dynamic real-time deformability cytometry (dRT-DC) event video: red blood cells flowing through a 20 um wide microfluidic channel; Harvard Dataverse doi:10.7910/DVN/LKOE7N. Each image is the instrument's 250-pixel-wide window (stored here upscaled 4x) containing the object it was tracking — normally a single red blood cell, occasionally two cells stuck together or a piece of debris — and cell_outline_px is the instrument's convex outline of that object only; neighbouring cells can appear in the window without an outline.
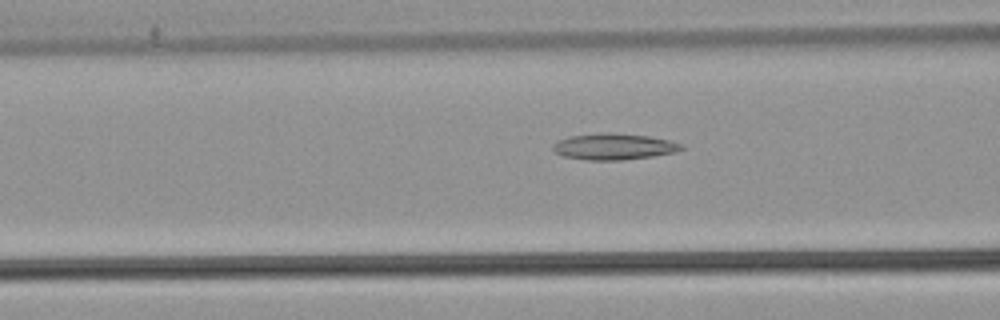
{"species": "common noctule bat (a hibernating species)", "species_latin": "Nyctalus noctula", "temperature_condition": "warm", "stored_images_in_passage": 39, "camera_frame_rate_fps": 3000, "um_per_image_px": 0.085, "animal": {"sex": "male", "body_mass_g": 21.5, "forearm_length_mm": 52.0}, "frame": {"image": 1, "passage_image": 18, "time_ms": 5.667, "image_size_px": [1000, 320], "cell_outline_px": [[684, 148], [676, 152], [652, 156], [624, 160], [588, 160], [564, 156], [556, 152], [552, 148], [552, 144], [568, 136], [600, 132], [612, 132], [648, 136], [668, 140], [684, 144]], "centroid_in_image_um": [52.19, 12.45], "position_along_channel_um": 114.4, "area_um2": 19.77}}
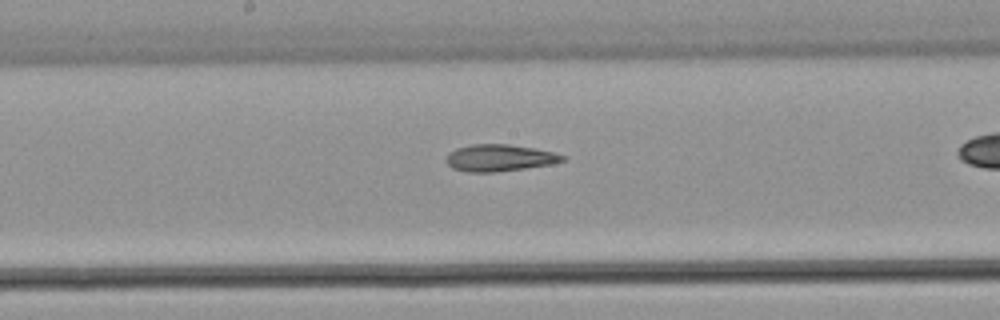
{"frame": {"image": 2, "passage_image": 25, "time_ms": 8.0, "image_size_px": [1000, 320], "cell_outline_px": [[568, 160], [552, 164], [524, 168], [492, 172], [468, 172], [452, 168], [448, 164], [448, 152], [456, 148], [472, 144], [508, 144], [532, 148], [552, 152], [568, 156]], "centroid_in_image_um": [42.49, 13.41], "position_along_channel_um": 205.7, "area_um2": 18.09}}
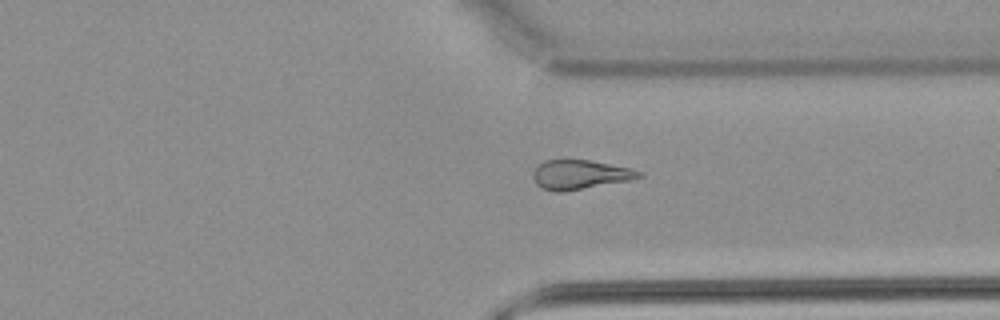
{"frame": {"image": 3, "passage_image": 37, "time_ms": 12.0, "image_size_px": [1000, 320], "cell_outline_px": [[644, 176], [628, 180], [564, 192], [556, 192], [540, 188], [536, 184], [532, 176], [532, 172], [544, 160], [588, 160], [632, 168], [644, 172]], "centroid_in_image_um": [49.29, 14.85], "position_along_channel_um": 362.1, "area_um2": 18.09}}